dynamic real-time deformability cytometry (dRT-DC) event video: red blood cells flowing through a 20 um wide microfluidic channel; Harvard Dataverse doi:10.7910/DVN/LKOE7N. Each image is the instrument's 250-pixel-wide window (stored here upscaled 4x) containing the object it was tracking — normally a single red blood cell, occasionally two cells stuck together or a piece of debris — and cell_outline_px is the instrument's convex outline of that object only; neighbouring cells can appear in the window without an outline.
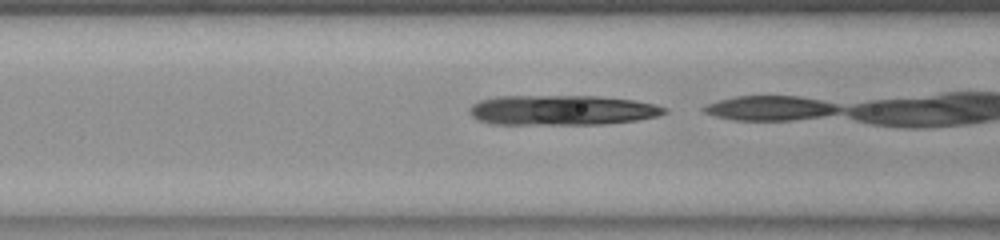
{"species": "common noctule bat (a hibernating species)", "species_latin": "Nyctalus noctula", "temperature_condition": "room temperature", "stored_images_in_passage": 14, "camera_frame_rate_fps": 3000, "um_per_image_px": 0.085, "animal": {"sex": "female", "body_mass_g": 23.0, "forearm_length_mm": 53.4}, "frame": {"image": 1, "passage_image": 3, "time_ms": 0.667, "image_size_px": [1000, 240], "cell_outline_px": [[668, 112], [656, 116], [636, 120], [604, 124], [492, 124], [480, 120], [472, 116], [472, 104], [480, 100], [500, 96], [600, 96], [632, 100], [656, 104], [668, 108]], "centroid_in_image_um": [47.82, 9.36], "position_along_channel_um": 118.8, "area_um2": 33.93}}